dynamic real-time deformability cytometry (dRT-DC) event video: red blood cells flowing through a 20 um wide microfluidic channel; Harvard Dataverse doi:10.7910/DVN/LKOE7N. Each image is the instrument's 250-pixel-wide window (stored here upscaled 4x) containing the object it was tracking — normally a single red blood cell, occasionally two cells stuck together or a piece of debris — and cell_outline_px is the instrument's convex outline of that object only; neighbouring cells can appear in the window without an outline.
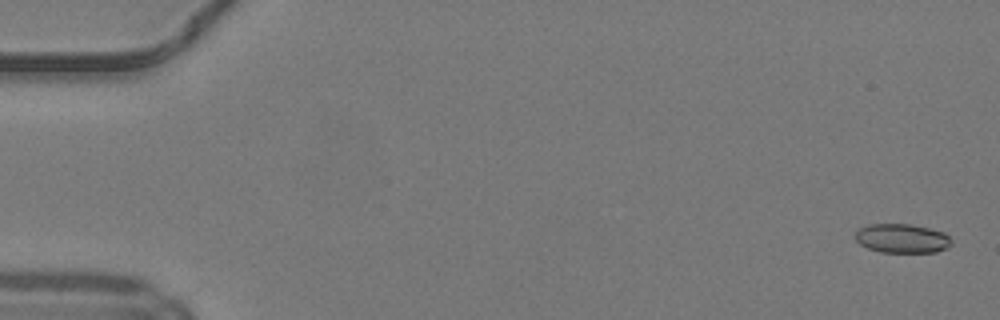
{"species": "common noctule bat (a hibernating species)", "species_latin": "Nyctalus noctula", "temperature_condition": "warm", "stored_images_in_passage": 50, "camera_frame_rate_fps": 3000, "um_per_image_px": 0.085, "animal": {"sex": "male", "body_mass_g": 19.2, "forearm_length_mm": 51.8}, "frame": {"image": 1, "passage_image": 2, "time_ms": 0.333, "image_size_px": [1000, 320], "cell_outline_px": [[952, 244], [948, 248], [936, 252], [880, 252], [868, 248], [860, 244], [856, 240], [856, 232], [860, 228], [868, 224], [908, 224], [928, 228], [944, 232], [952, 240]], "centroid_in_image_um": [76.69, 20.27], "position_along_channel_um": 8.3, "area_um2": 16.3}}
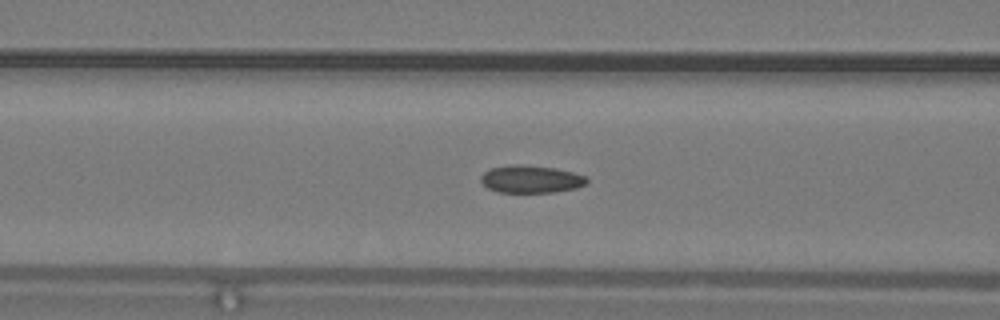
{"frame": {"image": 2, "passage_image": 21, "time_ms": 6.667, "image_size_px": [1000, 320], "cell_outline_px": [[588, 184], [576, 188], [556, 192], [496, 192], [488, 188], [480, 180], [480, 176], [488, 168], [512, 164], [520, 164], [556, 168], [588, 176]], "centroid_in_image_um": [45.14, 15.22], "position_along_channel_um": 121.5, "area_um2": 17.28}}
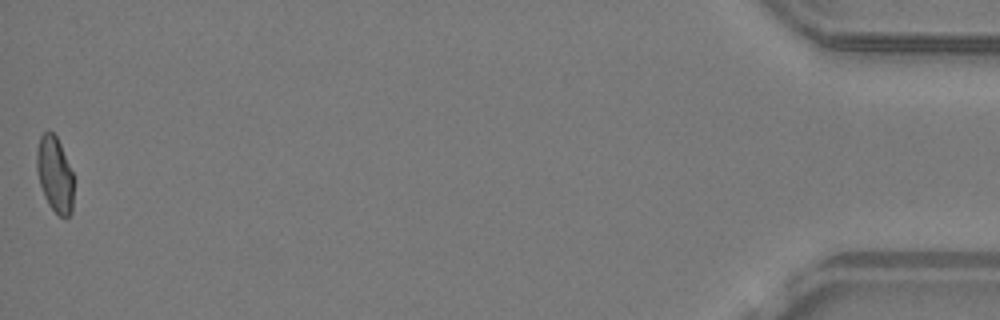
{"frame": {"image": 3, "passage_image": 50, "time_ms": 16.333, "image_size_px": [1000, 320], "cell_outline_px": [[72, 212], [64, 220], [48, 204], [44, 196], [40, 184], [36, 168], [36, 152], [40, 136], [48, 128], [56, 136], [60, 144], [72, 172]], "centroid_in_image_um": [4.63, 14.81], "position_along_channel_um": 430.6, "area_um2": 16.18}, "authors_computed_cell_mechanics": {"area_um2": 16.9932, "velocity_mm_per_s": 4.2105, "shape_relaxation_time_tau1_ms": null, "shape_relaxation_time_tau2_ms": 1.8603, "deformation_change_tau1": null, "deformation_change_tau2": 0.0739}}